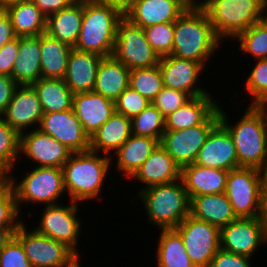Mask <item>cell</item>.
<instances>
[{"label": "cell", "mask_w": 267, "mask_h": 267, "mask_svg": "<svg viewBox=\"0 0 267 267\" xmlns=\"http://www.w3.org/2000/svg\"><path fill=\"white\" fill-rule=\"evenodd\" d=\"M112 56L129 70L157 66L160 61L143 28L133 25L125 17L118 24Z\"/></svg>", "instance_id": "ba28073f"}, {"label": "cell", "mask_w": 267, "mask_h": 267, "mask_svg": "<svg viewBox=\"0 0 267 267\" xmlns=\"http://www.w3.org/2000/svg\"><path fill=\"white\" fill-rule=\"evenodd\" d=\"M41 12L48 17L67 7L74 0H32Z\"/></svg>", "instance_id": "f907efd6"}, {"label": "cell", "mask_w": 267, "mask_h": 267, "mask_svg": "<svg viewBox=\"0 0 267 267\" xmlns=\"http://www.w3.org/2000/svg\"><path fill=\"white\" fill-rule=\"evenodd\" d=\"M187 8L182 0H136L124 17L133 25L145 28L175 22Z\"/></svg>", "instance_id": "ffe728a7"}, {"label": "cell", "mask_w": 267, "mask_h": 267, "mask_svg": "<svg viewBox=\"0 0 267 267\" xmlns=\"http://www.w3.org/2000/svg\"><path fill=\"white\" fill-rule=\"evenodd\" d=\"M43 108L32 85H18L6 110L1 115L4 121L19 134L40 125ZM36 124V125H35Z\"/></svg>", "instance_id": "e0dca14e"}, {"label": "cell", "mask_w": 267, "mask_h": 267, "mask_svg": "<svg viewBox=\"0 0 267 267\" xmlns=\"http://www.w3.org/2000/svg\"><path fill=\"white\" fill-rule=\"evenodd\" d=\"M12 78L18 85H32L41 79L40 35L20 37Z\"/></svg>", "instance_id": "f1b7e54d"}, {"label": "cell", "mask_w": 267, "mask_h": 267, "mask_svg": "<svg viewBox=\"0 0 267 267\" xmlns=\"http://www.w3.org/2000/svg\"><path fill=\"white\" fill-rule=\"evenodd\" d=\"M151 224L159 229L176 228L188 215L190 199L181 179L138 191Z\"/></svg>", "instance_id": "5b68a950"}, {"label": "cell", "mask_w": 267, "mask_h": 267, "mask_svg": "<svg viewBox=\"0 0 267 267\" xmlns=\"http://www.w3.org/2000/svg\"><path fill=\"white\" fill-rule=\"evenodd\" d=\"M265 0H205L199 6L206 12L215 34L233 38L262 21Z\"/></svg>", "instance_id": "8992f818"}, {"label": "cell", "mask_w": 267, "mask_h": 267, "mask_svg": "<svg viewBox=\"0 0 267 267\" xmlns=\"http://www.w3.org/2000/svg\"><path fill=\"white\" fill-rule=\"evenodd\" d=\"M71 205L63 206L62 204L46 205L44 212L40 217L39 225L34 230L39 234L45 235L51 239L65 244L78 257L77 243L80 231L82 229L81 222L77 213L80 209L79 203L70 201Z\"/></svg>", "instance_id": "7c38bea8"}, {"label": "cell", "mask_w": 267, "mask_h": 267, "mask_svg": "<svg viewBox=\"0 0 267 267\" xmlns=\"http://www.w3.org/2000/svg\"><path fill=\"white\" fill-rule=\"evenodd\" d=\"M20 46V37L7 42L0 49V74L12 77V71L18 55Z\"/></svg>", "instance_id": "bcb514c9"}, {"label": "cell", "mask_w": 267, "mask_h": 267, "mask_svg": "<svg viewBox=\"0 0 267 267\" xmlns=\"http://www.w3.org/2000/svg\"><path fill=\"white\" fill-rule=\"evenodd\" d=\"M115 112L123 114L127 118L140 114L151 102L128 86L115 100Z\"/></svg>", "instance_id": "7bdbcfd3"}, {"label": "cell", "mask_w": 267, "mask_h": 267, "mask_svg": "<svg viewBox=\"0 0 267 267\" xmlns=\"http://www.w3.org/2000/svg\"><path fill=\"white\" fill-rule=\"evenodd\" d=\"M20 153V134L0 116V168L8 175Z\"/></svg>", "instance_id": "74e56055"}, {"label": "cell", "mask_w": 267, "mask_h": 267, "mask_svg": "<svg viewBox=\"0 0 267 267\" xmlns=\"http://www.w3.org/2000/svg\"><path fill=\"white\" fill-rule=\"evenodd\" d=\"M267 243V226L259 217H237L220 229V248L250 257L261 244Z\"/></svg>", "instance_id": "5bb4252c"}, {"label": "cell", "mask_w": 267, "mask_h": 267, "mask_svg": "<svg viewBox=\"0 0 267 267\" xmlns=\"http://www.w3.org/2000/svg\"><path fill=\"white\" fill-rule=\"evenodd\" d=\"M124 14L98 0H83V19L76 45L79 51L102 57L112 56L116 32Z\"/></svg>", "instance_id": "3957f363"}, {"label": "cell", "mask_w": 267, "mask_h": 267, "mask_svg": "<svg viewBox=\"0 0 267 267\" xmlns=\"http://www.w3.org/2000/svg\"><path fill=\"white\" fill-rule=\"evenodd\" d=\"M131 178L144 188L168 184L181 179V167L159 144Z\"/></svg>", "instance_id": "cb8c5ba5"}, {"label": "cell", "mask_w": 267, "mask_h": 267, "mask_svg": "<svg viewBox=\"0 0 267 267\" xmlns=\"http://www.w3.org/2000/svg\"><path fill=\"white\" fill-rule=\"evenodd\" d=\"M17 86L18 84L11 76L0 74V116L10 103Z\"/></svg>", "instance_id": "c3c4849f"}, {"label": "cell", "mask_w": 267, "mask_h": 267, "mask_svg": "<svg viewBox=\"0 0 267 267\" xmlns=\"http://www.w3.org/2000/svg\"><path fill=\"white\" fill-rule=\"evenodd\" d=\"M20 213L14 189L8 183L0 191V227H19L23 223Z\"/></svg>", "instance_id": "b9f144b4"}, {"label": "cell", "mask_w": 267, "mask_h": 267, "mask_svg": "<svg viewBox=\"0 0 267 267\" xmlns=\"http://www.w3.org/2000/svg\"><path fill=\"white\" fill-rule=\"evenodd\" d=\"M0 267H32L21 242L15 236L0 250Z\"/></svg>", "instance_id": "f6af8a7d"}, {"label": "cell", "mask_w": 267, "mask_h": 267, "mask_svg": "<svg viewBox=\"0 0 267 267\" xmlns=\"http://www.w3.org/2000/svg\"><path fill=\"white\" fill-rule=\"evenodd\" d=\"M191 98L192 97L185 92L164 86L151 103L166 117L188 102Z\"/></svg>", "instance_id": "ee69618b"}, {"label": "cell", "mask_w": 267, "mask_h": 267, "mask_svg": "<svg viewBox=\"0 0 267 267\" xmlns=\"http://www.w3.org/2000/svg\"><path fill=\"white\" fill-rule=\"evenodd\" d=\"M264 121L266 127V135H267V105H264Z\"/></svg>", "instance_id": "91938a15"}, {"label": "cell", "mask_w": 267, "mask_h": 267, "mask_svg": "<svg viewBox=\"0 0 267 267\" xmlns=\"http://www.w3.org/2000/svg\"><path fill=\"white\" fill-rule=\"evenodd\" d=\"M240 42L238 49L250 53L257 60L267 59V25L259 21L240 33L234 40Z\"/></svg>", "instance_id": "f35d334b"}, {"label": "cell", "mask_w": 267, "mask_h": 267, "mask_svg": "<svg viewBox=\"0 0 267 267\" xmlns=\"http://www.w3.org/2000/svg\"><path fill=\"white\" fill-rule=\"evenodd\" d=\"M18 228L19 227H0V250L11 240Z\"/></svg>", "instance_id": "db71d44e"}, {"label": "cell", "mask_w": 267, "mask_h": 267, "mask_svg": "<svg viewBox=\"0 0 267 267\" xmlns=\"http://www.w3.org/2000/svg\"><path fill=\"white\" fill-rule=\"evenodd\" d=\"M131 127L133 135L152 137L160 142L165 132V117L151 103L131 119Z\"/></svg>", "instance_id": "8d00e7d4"}, {"label": "cell", "mask_w": 267, "mask_h": 267, "mask_svg": "<svg viewBox=\"0 0 267 267\" xmlns=\"http://www.w3.org/2000/svg\"><path fill=\"white\" fill-rule=\"evenodd\" d=\"M194 163L226 171L238 168V158L233 139L220 122L208 135Z\"/></svg>", "instance_id": "d6986e66"}, {"label": "cell", "mask_w": 267, "mask_h": 267, "mask_svg": "<svg viewBox=\"0 0 267 267\" xmlns=\"http://www.w3.org/2000/svg\"><path fill=\"white\" fill-rule=\"evenodd\" d=\"M112 7L117 8L123 14H125L134 4L136 0H98Z\"/></svg>", "instance_id": "f5cc1de1"}, {"label": "cell", "mask_w": 267, "mask_h": 267, "mask_svg": "<svg viewBox=\"0 0 267 267\" xmlns=\"http://www.w3.org/2000/svg\"><path fill=\"white\" fill-rule=\"evenodd\" d=\"M4 10L10 16L17 37L39 36L45 33L46 16L32 0L11 4Z\"/></svg>", "instance_id": "1f68e13d"}, {"label": "cell", "mask_w": 267, "mask_h": 267, "mask_svg": "<svg viewBox=\"0 0 267 267\" xmlns=\"http://www.w3.org/2000/svg\"><path fill=\"white\" fill-rule=\"evenodd\" d=\"M267 0H265L264 6H263V14L267 10ZM262 21L267 25V14L262 15Z\"/></svg>", "instance_id": "680465c9"}, {"label": "cell", "mask_w": 267, "mask_h": 267, "mask_svg": "<svg viewBox=\"0 0 267 267\" xmlns=\"http://www.w3.org/2000/svg\"><path fill=\"white\" fill-rule=\"evenodd\" d=\"M83 19V0H74L59 12L46 17L45 33L74 47L77 43Z\"/></svg>", "instance_id": "4316f807"}, {"label": "cell", "mask_w": 267, "mask_h": 267, "mask_svg": "<svg viewBox=\"0 0 267 267\" xmlns=\"http://www.w3.org/2000/svg\"><path fill=\"white\" fill-rule=\"evenodd\" d=\"M210 94L192 97L165 117V131H177L203 124L218 108Z\"/></svg>", "instance_id": "d4e9b609"}, {"label": "cell", "mask_w": 267, "mask_h": 267, "mask_svg": "<svg viewBox=\"0 0 267 267\" xmlns=\"http://www.w3.org/2000/svg\"><path fill=\"white\" fill-rule=\"evenodd\" d=\"M14 236L21 242L32 267H68L78 258L65 244L39 234L34 229L28 232L24 223Z\"/></svg>", "instance_id": "30bf717a"}, {"label": "cell", "mask_w": 267, "mask_h": 267, "mask_svg": "<svg viewBox=\"0 0 267 267\" xmlns=\"http://www.w3.org/2000/svg\"><path fill=\"white\" fill-rule=\"evenodd\" d=\"M246 79V90L255 99L249 105H267V59H260Z\"/></svg>", "instance_id": "60d3db41"}, {"label": "cell", "mask_w": 267, "mask_h": 267, "mask_svg": "<svg viewBox=\"0 0 267 267\" xmlns=\"http://www.w3.org/2000/svg\"><path fill=\"white\" fill-rule=\"evenodd\" d=\"M9 183L8 176H0V191Z\"/></svg>", "instance_id": "6f0895ef"}, {"label": "cell", "mask_w": 267, "mask_h": 267, "mask_svg": "<svg viewBox=\"0 0 267 267\" xmlns=\"http://www.w3.org/2000/svg\"><path fill=\"white\" fill-rule=\"evenodd\" d=\"M16 37L10 16L4 9H0V49Z\"/></svg>", "instance_id": "681fc988"}, {"label": "cell", "mask_w": 267, "mask_h": 267, "mask_svg": "<svg viewBox=\"0 0 267 267\" xmlns=\"http://www.w3.org/2000/svg\"><path fill=\"white\" fill-rule=\"evenodd\" d=\"M38 129L58 140L72 153L90 150V137L84 132L73 109L43 113Z\"/></svg>", "instance_id": "9a60e30c"}, {"label": "cell", "mask_w": 267, "mask_h": 267, "mask_svg": "<svg viewBox=\"0 0 267 267\" xmlns=\"http://www.w3.org/2000/svg\"><path fill=\"white\" fill-rule=\"evenodd\" d=\"M159 230L155 253L158 267H196L186 253L179 232L175 228Z\"/></svg>", "instance_id": "e575fe53"}, {"label": "cell", "mask_w": 267, "mask_h": 267, "mask_svg": "<svg viewBox=\"0 0 267 267\" xmlns=\"http://www.w3.org/2000/svg\"><path fill=\"white\" fill-rule=\"evenodd\" d=\"M130 70L113 56L103 57L98 67L94 93L115 100L129 86Z\"/></svg>", "instance_id": "f546056e"}, {"label": "cell", "mask_w": 267, "mask_h": 267, "mask_svg": "<svg viewBox=\"0 0 267 267\" xmlns=\"http://www.w3.org/2000/svg\"><path fill=\"white\" fill-rule=\"evenodd\" d=\"M220 122L219 108L201 125L165 131L160 145L182 168L193 164L212 129Z\"/></svg>", "instance_id": "4fadbf2b"}, {"label": "cell", "mask_w": 267, "mask_h": 267, "mask_svg": "<svg viewBox=\"0 0 267 267\" xmlns=\"http://www.w3.org/2000/svg\"><path fill=\"white\" fill-rule=\"evenodd\" d=\"M159 67L165 87L185 92L191 97L209 94L207 90L195 86L205 68L202 63L169 55L160 58Z\"/></svg>", "instance_id": "ac0fdd59"}, {"label": "cell", "mask_w": 267, "mask_h": 267, "mask_svg": "<svg viewBox=\"0 0 267 267\" xmlns=\"http://www.w3.org/2000/svg\"><path fill=\"white\" fill-rule=\"evenodd\" d=\"M250 257L237 255L220 248L211 260L209 267H252Z\"/></svg>", "instance_id": "7dc6e473"}, {"label": "cell", "mask_w": 267, "mask_h": 267, "mask_svg": "<svg viewBox=\"0 0 267 267\" xmlns=\"http://www.w3.org/2000/svg\"><path fill=\"white\" fill-rule=\"evenodd\" d=\"M147 41L159 57L169 56L173 50L174 22L155 24L143 28Z\"/></svg>", "instance_id": "ab89813d"}, {"label": "cell", "mask_w": 267, "mask_h": 267, "mask_svg": "<svg viewBox=\"0 0 267 267\" xmlns=\"http://www.w3.org/2000/svg\"><path fill=\"white\" fill-rule=\"evenodd\" d=\"M93 151L72 153L63 165L65 191L80 203L98 198L112 164L111 157Z\"/></svg>", "instance_id": "277c9868"}, {"label": "cell", "mask_w": 267, "mask_h": 267, "mask_svg": "<svg viewBox=\"0 0 267 267\" xmlns=\"http://www.w3.org/2000/svg\"><path fill=\"white\" fill-rule=\"evenodd\" d=\"M80 257H78L75 261H73L68 267H80L79 262H80Z\"/></svg>", "instance_id": "94428289"}, {"label": "cell", "mask_w": 267, "mask_h": 267, "mask_svg": "<svg viewBox=\"0 0 267 267\" xmlns=\"http://www.w3.org/2000/svg\"><path fill=\"white\" fill-rule=\"evenodd\" d=\"M188 7L199 6L201 0H182ZM200 1V2H199Z\"/></svg>", "instance_id": "9f6ffc18"}, {"label": "cell", "mask_w": 267, "mask_h": 267, "mask_svg": "<svg viewBox=\"0 0 267 267\" xmlns=\"http://www.w3.org/2000/svg\"><path fill=\"white\" fill-rule=\"evenodd\" d=\"M41 78L63 79L72 46L47 35H40Z\"/></svg>", "instance_id": "d6a6232c"}, {"label": "cell", "mask_w": 267, "mask_h": 267, "mask_svg": "<svg viewBox=\"0 0 267 267\" xmlns=\"http://www.w3.org/2000/svg\"><path fill=\"white\" fill-rule=\"evenodd\" d=\"M196 267H209L220 249V229L188 215L176 228Z\"/></svg>", "instance_id": "8fae6325"}, {"label": "cell", "mask_w": 267, "mask_h": 267, "mask_svg": "<svg viewBox=\"0 0 267 267\" xmlns=\"http://www.w3.org/2000/svg\"><path fill=\"white\" fill-rule=\"evenodd\" d=\"M132 135L131 119L115 112L91 137L90 151L111 157Z\"/></svg>", "instance_id": "83f0119b"}, {"label": "cell", "mask_w": 267, "mask_h": 267, "mask_svg": "<svg viewBox=\"0 0 267 267\" xmlns=\"http://www.w3.org/2000/svg\"><path fill=\"white\" fill-rule=\"evenodd\" d=\"M103 57L73 48L69 54L65 83L73 94L93 92L98 67Z\"/></svg>", "instance_id": "7402d4cb"}, {"label": "cell", "mask_w": 267, "mask_h": 267, "mask_svg": "<svg viewBox=\"0 0 267 267\" xmlns=\"http://www.w3.org/2000/svg\"><path fill=\"white\" fill-rule=\"evenodd\" d=\"M0 176H8V175L0 168Z\"/></svg>", "instance_id": "6125c7cd"}, {"label": "cell", "mask_w": 267, "mask_h": 267, "mask_svg": "<svg viewBox=\"0 0 267 267\" xmlns=\"http://www.w3.org/2000/svg\"><path fill=\"white\" fill-rule=\"evenodd\" d=\"M259 218L267 226V169L262 171Z\"/></svg>", "instance_id": "816d5d0a"}, {"label": "cell", "mask_w": 267, "mask_h": 267, "mask_svg": "<svg viewBox=\"0 0 267 267\" xmlns=\"http://www.w3.org/2000/svg\"><path fill=\"white\" fill-rule=\"evenodd\" d=\"M20 154L40 167L62 168L72 151L38 128L20 134Z\"/></svg>", "instance_id": "2e32d148"}, {"label": "cell", "mask_w": 267, "mask_h": 267, "mask_svg": "<svg viewBox=\"0 0 267 267\" xmlns=\"http://www.w3.org/2000/svg\"><path fill=\"white\" fill-rule=\"evenodd\" d=\"M222 41L217 37L206 12L200 7H188L174 22L171 55L202 63L204 66Z\"/></svg>", "instance_id": "7a4b0ae2"}, {"label": "cell", "mask_w": 267, "mask_h": 267, "mask_svg": "<svg viewBox=\"0 0 267 267\" xmlns=\"http://www.w3.org/2000/svg\"><path fill=\"white\" fill-rule=\"evenodd\" d=\"M21 1H25V0H0V9H4L11 4L18 3Z\"/></svg>", "instance_id": "11a10c76"}, {"label": "cell", "mask_w": 267, "mask_h": 267, "mask_svg": "<svg viewBox=\"0 0 267 267\" xmlns=\"http://www.w3.org/2000/svg\"><path fill=\"white\" fill-rule=\"evenodd\" d=\"M244 115L229 124L228 115L219 105L220 123L231 135L238 158V168L267 169V135L264 121V105H248Z\"/></svg>", "instance_id": "6da1fadb"}, {"label": "cell", "mask_w": 267, "mask_h": 267, "mask_svg": "<svg viewBox=\"0 0 267 267\" xmlns=\"http://www.w3.org/2000/svg\"><path fill=\"white\" fill-rule=\"evenodd\" d=\"M262 171L239 167L229 171L225 195L237 217H259Z\"/></svg>", "instance_id": "9c48e42d"}, {"label": "cell", "mask_w": 267, "mask_h": 267, "mask_svg": "<svg viewBox=\"0 0 267 267\" xmlns=\"http://www.w3.org/2000/svg\"><path fill=\"white\" fill-rule=\"evenodd\" d=\"M160 144L157 139L148 136L131 135L128 140L115 152L117 171L122 172L128 179L141 167L154 149Z\"/></svg>", "instance_id": "4dcf8cb0"}, {"label": "cell", "mask_w": 267, "mask_h": 267, "mask_svg": "<svg viewBox=\"0 0 267 267\" xmlns=\"http://www.w3.org/2000/svg\"><path fill=\"white\" fill-rule=\"evenodd\" d=\"M34 169V170H33ZM27 172L19 183L8 174L9 184L13 187L19 212L24 203L58 204V199L65 192L63 170L56 167L36 166ZM16 181V182H15ZM57 202V203H56Z\"/></svg>", "instance_id": "52a82bcc"}, {"label": "cell", "mask_w": 267, "mask_h": 267, "mask_svg": "<svg viewBox=\"0 0 267 267\" xmlns=\"http://www.w3.org/2000/svg\"><path fill=\"white\" fill-rule=\"evenodd\" d=\"M189 215L219 229L237 218L225 193L191 197Z\"/></svg>", "instance_id": "484cf974"}, {"label": "cell", "mask_w": 267, "mask_h": 267, "mask_svg": "<svg viewBox=\"0 0 267 267\" xmlns=\"http://www.w3.org/2000/svg\"><path fill=\"white\" fill-rule=\"evenodd\" d=\"M32 86L38 95L44 113L72 109L74 94L64 79L41 78Z\"/></svg>", "instance_id": "836d02e7"}, {"label": "cell", "mask_w": 267, "mask_h": 267, "mask_svg": "<svg viewBox=\"0 0 267 267\" xmlns=\"http://www.w3.org/2000/svg\"><path fill=\"white\" fill-rule=\"evenodd\" d=\"M72 109L84 132L91 137L115 113V103L94 92L76 93Z\"/></svg>", "instance_id": "44dd1931"}, {"label": "cell", "mask_w": 267, "mask_h": 267, "mask_svg": "<svg viewBox=\"0 0 267 267\" xmlns=\"http://www.w3.org/2000/svg\"><path fill=\"white\" fill-rule=\"evenodd\" d=\"M229 171L190 164L181 168V181L189 199L204 194L225 193Z\"/></svg>", "instance_id": "603a6c76"}, {"label": "cell", "mask_w": 267, "mask_h": 267, "mask_svg": "<svg viewBox=\"0 0 267 267\" xmlns=\"http://www.w3.org/2000/svg\"><path fill=\"white\" fill-rule=\"evenodd\" d=\"M129 86L152 102L164 87L159 65L130 70Z\"/></svg>", "instance_id": "d590c367"}]
</instances>
